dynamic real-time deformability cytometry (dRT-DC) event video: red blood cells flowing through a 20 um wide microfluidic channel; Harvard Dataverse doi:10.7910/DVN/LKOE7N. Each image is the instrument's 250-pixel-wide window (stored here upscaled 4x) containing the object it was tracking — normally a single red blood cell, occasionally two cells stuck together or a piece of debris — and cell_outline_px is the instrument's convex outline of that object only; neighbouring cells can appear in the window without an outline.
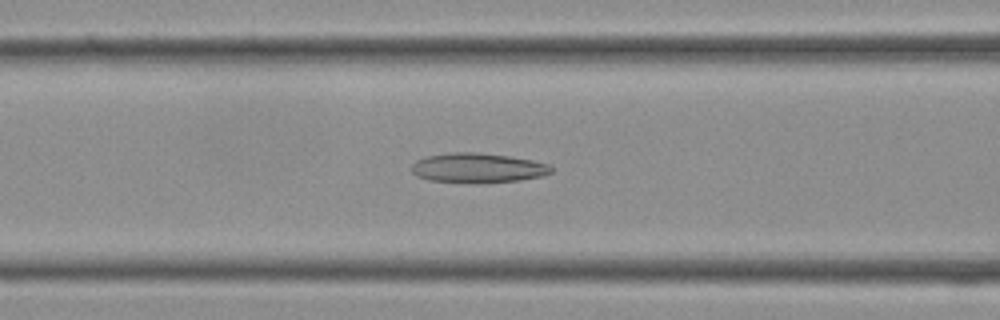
{"species": "Egyptian fruit bat (a non-hibernating species)", "species_latin": "Rousettus aegyptiacus", "temperature_condition": "cold", "stored_images_in_passage": 37, "camera_frame_rate_fps": 3000, "um_per_image_px": 0.085, "frame": {"image": 1, "passage_image": 14, "time_ms": 4.333, "image_size_px": [1000, 320], "cell_outline_px": [[552, 172], [540, 176], [520, 180], [480, 184], [476, 184], [428, 180], [416, 176], [412, 172], [412, 164], [416, 160], [428, 156], [448, 152], [476, 152], [508, 156], [532, 160], [548, 164], [552, 168]], "centroid_in_image_um": [40.57, 14.28], "position_along_channel_um": 126.0, "area_um2": 24.39}}
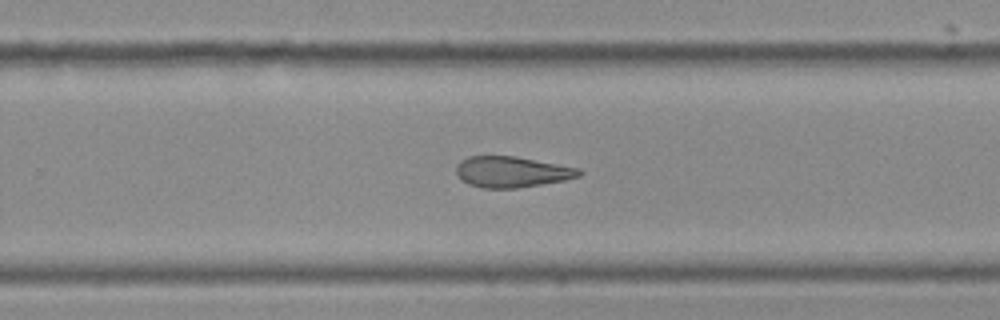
{"frame": {"image": 2, "passage_image": 23, "time_ms": 7.333, "image_size_px": [1000, 320], "cell_outline_px": [[584, 172], [580, 176], [564, 180], [516, 188], [480, 188], [468, 184], [456, 176], [456, 164], [460, 160], [468, 156], [516, 156], [580, 168]], "centroid_in_image_um": [43.47, 14.6], "position_along_channel_um": 286.3, "area_um2": 22.31}}
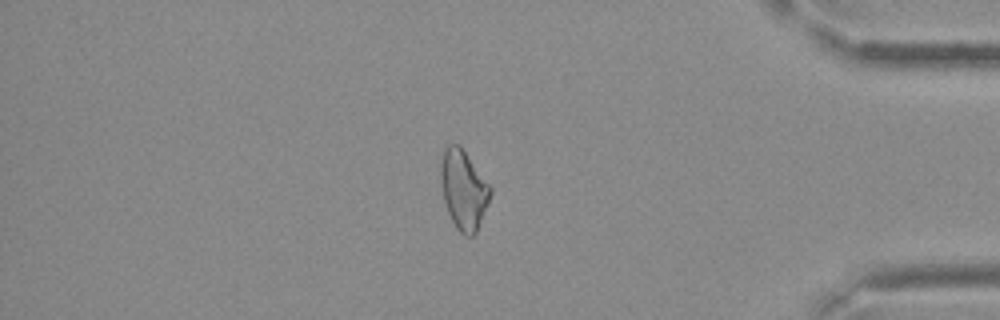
{"frame": {"image": 3, "passage_image": 31, "time_ms": 10.0, "image_size_px": [1000, 320], "cell_outline_px": [[492, 192], [488, 204], [476, 232], [472, 236], [464, 236], [456, 228], [448, 212], [444, 200], [440, 180], [440, 160], [444, 148], [448, 144], [460, 144], [492, 188]], "centroid_in_image_um": [39.39, 16.1], "position_along_channel_um": 395.8, "area_um2": 23.06}}